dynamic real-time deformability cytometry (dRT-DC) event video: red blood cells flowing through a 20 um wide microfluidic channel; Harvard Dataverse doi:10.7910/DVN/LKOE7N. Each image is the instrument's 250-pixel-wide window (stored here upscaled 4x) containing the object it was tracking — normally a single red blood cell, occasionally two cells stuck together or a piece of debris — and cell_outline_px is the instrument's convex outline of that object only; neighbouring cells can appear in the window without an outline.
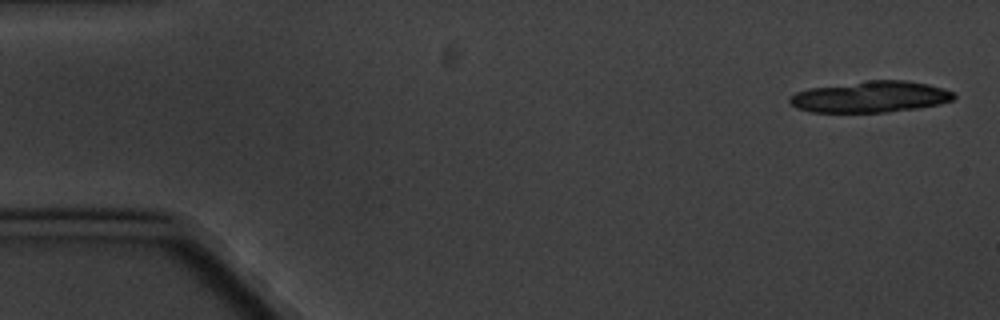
{"species": "common noctule bat (a hibernating species)", "species_latin": "Nyctalus noctula", "temperature_condition": "cold", "stored_images_in_passage": 9, "camera_frame_rate_fps": 3000, "um_per_image_px": 0.085, "animal": {"sex": "male", "body_mass_g": 20.1, "forearm_length_mm": 53.5}, "frame": {"image": 1, "passage_image": 1, "time_ms": 0.0, "image_size_px": [1000, 320], "cell_outline_px": [[956, 96], [952, 100], [940, 104], [916, 108], [884, 112], [812, 112], [796, 108], [788, 100], [796, 92], [808, 88], [864, 80], [908, 80], [928, 84], [944, 88], [952, 92]], "centroid_in_image_um": [73.99, 8.21], "position_along_channel_um": 11.0, "area_um2": 30.0}}